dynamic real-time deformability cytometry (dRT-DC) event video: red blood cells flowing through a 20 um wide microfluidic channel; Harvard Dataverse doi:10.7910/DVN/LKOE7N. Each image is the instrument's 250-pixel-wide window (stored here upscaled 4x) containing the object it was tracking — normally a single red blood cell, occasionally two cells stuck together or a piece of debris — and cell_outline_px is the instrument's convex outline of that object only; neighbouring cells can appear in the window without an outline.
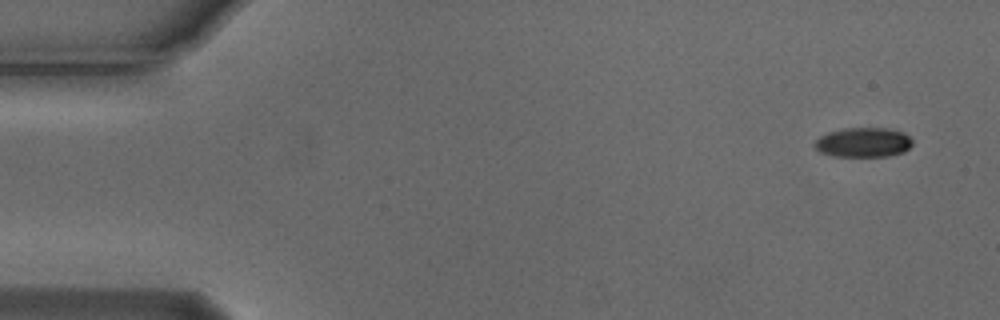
{"species": "Egyptian fruit bat (a non-hibernating species)", "species_latin": "Rousettus aegyptiacus", "temperature_condition": "cold", "stored_images_in_passage": 3, "camera_frame_rate_fps": 3000, "um_per_image_px": 0.085, "animal": {"sex": "male"}, "frame": {"image": 1, "passage_image": 1, "time_ms": 0.0, "image_size_px": [1000, 320], "cell_outline_px": [[912, 144], [904, 152], [888, 156], [832, 156], [820, 152], [812, 144], [820, 136], [828, 132], [844, 128], [888, 128], [904, 132], [912, 140]], "centroid_in_image_um": [73.37, 12.1], "position_along_channel_um": 11.6, "area_um2": 16.94}}